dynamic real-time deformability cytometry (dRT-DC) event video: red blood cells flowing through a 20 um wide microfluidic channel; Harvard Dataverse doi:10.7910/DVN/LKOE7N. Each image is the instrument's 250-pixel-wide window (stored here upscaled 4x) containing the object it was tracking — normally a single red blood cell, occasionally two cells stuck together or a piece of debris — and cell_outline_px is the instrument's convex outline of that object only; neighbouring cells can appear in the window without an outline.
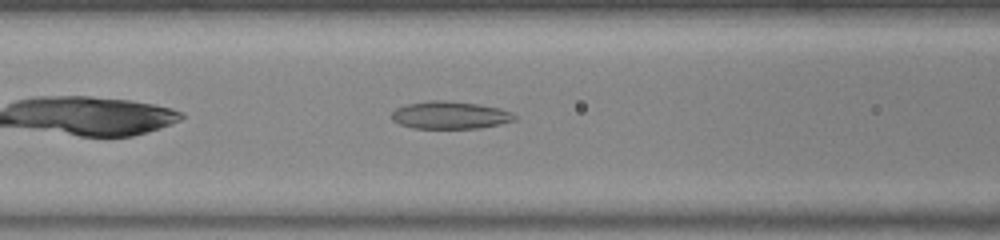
{"species": "common noctule bat (a hibernating species)", "species_latin": "Nyctalus noctula", "temperature_condition": "warm", "stored_images_in_passage": 30, "camera_frame_rate_fps": 3000, "um_per_image_px": 0.085, "animal": {"sex": "female", "body_mass_g": 23.0, "forearm_length_mm": 53.4}, "frame": {"image": 1, "passage_image": 9, "time_ms": 2.667, "image_size_px": [1000, 240], "cell_outline_px": [[516, 120], [500, 124], [480, 128], [412, 128], [400, 124], [392, 120], [392, 112], [396, 108], [404, 104], [432, 100], [448, 100], [480, 104], [500, 108], [512, 112], [516, 116]], "centroid_in_image_um": [38.26, 9.78], "position_along_channel_um": 128.3, "area_um2": 19.94}}
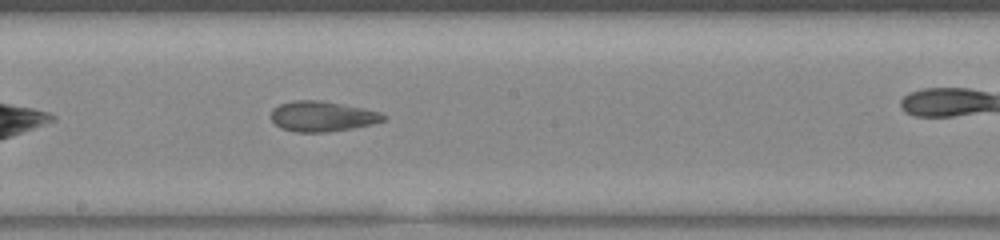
{"frame": {"image": 2, "passage_image": 16, "time_ms": 5.0, "image_size_px": [1000, 240], "cell_outline_px": [[388, 116], [384, 120], [372, 124], [352, 128], [328, 132], [296, 132], [280, 128], [272, 120], [272, 108], [280, 104], [292, 100], [324, 100], [364, 108], [380, 112]], "centroid_in_image_um": [27.4, 9.88], "position_along_channel_um": 220.8, "area_um2": 20.0}}
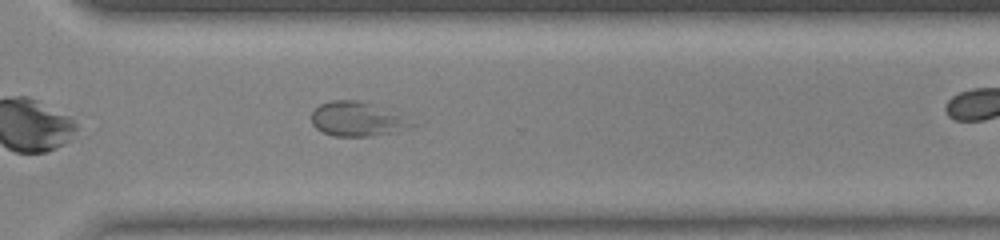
{"frame": {"image": 3, "passage_image": 25, "time_ms": 8.0, "image_size_px": [1000, 240], "cell_outline_px": [[424, 124], [408, 128], [372, 136], [332, 136], [316, 128], [312, 124], [312, 112], [320, 104], [332, 100], [356, 100], [372, 104]], "centroid_in_image_um": [30.41, 10.13], "position_along_channel_um": 340.2, "area_um2": 20.06}}